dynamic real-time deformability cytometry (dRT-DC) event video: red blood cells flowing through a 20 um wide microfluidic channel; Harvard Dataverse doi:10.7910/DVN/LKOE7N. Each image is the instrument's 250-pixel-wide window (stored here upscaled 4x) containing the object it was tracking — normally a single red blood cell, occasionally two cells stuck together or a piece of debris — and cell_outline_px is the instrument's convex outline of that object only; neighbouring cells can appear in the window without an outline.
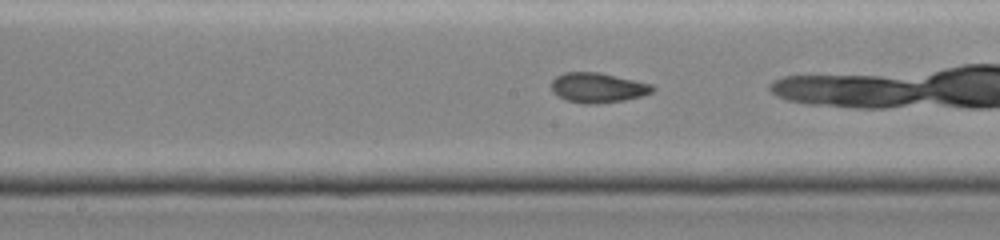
{"species": "common noctule bat (a hibernating species)", "species_latin": "Nyctalus noctula", "temperature_condition": "cold", "stored_images_in_passage": 23, "camera_frame_rate_fps": 3000, "um_per_image_px": 0.085, "animal": {"sex": "female", "body_mass_g": 19.0, "forearm_length_mm": 51.5}, "frame": {"image": 1, "passage_image": 16, "time_ms": 6.333, "image_size_px": [1000, 240], "cell_outline_px": [[656, 88], [652, 92], [640, 96], [624, 100], [596, 104], [584, 104], [564, 100], [552, 92], [552, 80], [556, 76], [564, 72], [600, 72], [652, 84]], "centroid_in_image_um": [50.79, 7.45], "position_along_channel_um": 197.4, "area_um2": 17.74}}
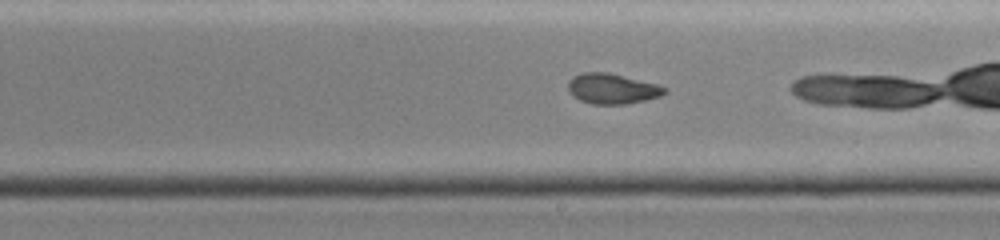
{"frame": {"image": 2, "passage_image": 19, "time_ms": 7.333, "image_size_px": [1000, 240], "cell_outline_px": [[668, 92], [660, 96], [644, 100], [624, 104], [592, 104], [580, 100], [572, 96], [568, 92], [568, 80], [572, 76], [584, 72], [608, 72], [656, 84], [668, 88]], "centroid_in_image_um": [52.0, 7.53], "position_along_channel_um": 237.0, "area_um2": 17.11}}